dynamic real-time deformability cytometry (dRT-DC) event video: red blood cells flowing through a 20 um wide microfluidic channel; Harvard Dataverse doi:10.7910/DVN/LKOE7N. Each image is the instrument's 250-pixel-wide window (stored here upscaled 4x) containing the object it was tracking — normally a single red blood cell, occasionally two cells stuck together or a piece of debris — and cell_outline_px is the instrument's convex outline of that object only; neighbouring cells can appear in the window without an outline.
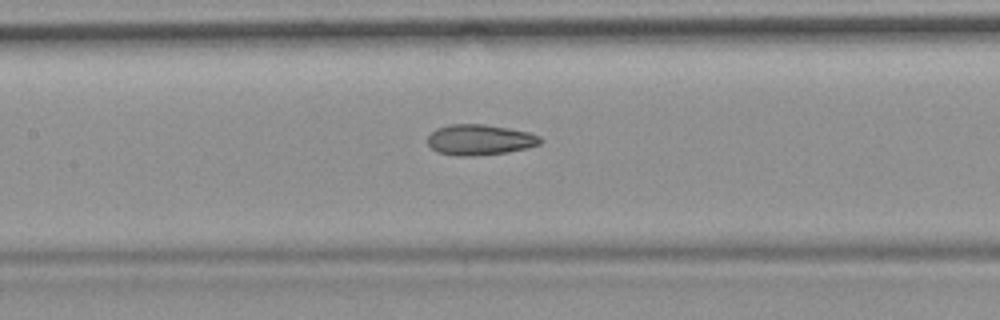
{"species": "common noctule bat (a hibernating species)", "species_latin": "Nyctalus noctula", "temperature_condition": "room temperature", "stored_images_in_passage": 44, "camera_frame_rate_fps": 3000, "um_per_image_px": 0.085, "animal": {"sex": "female", "body_mass_g": 19.9}, "frame": {"image": 1, "passage_image": 26, "time_ms": 8.333, "image_size_px": [1000, 320], "cell_outline_px": [[544, 140], [540, 144], [528, 148], [508, 152], [476, 156], [456, 156], [436, 152], [428, 144], [428, 136], [436, 128], [452, 124], [484, 124], [508, 128], [528, 132], [540, 136]], "centroid_in_image_um": [40.79, 11.89], "position_along_channel_um": 166.6, "area_um2": 20.29}}